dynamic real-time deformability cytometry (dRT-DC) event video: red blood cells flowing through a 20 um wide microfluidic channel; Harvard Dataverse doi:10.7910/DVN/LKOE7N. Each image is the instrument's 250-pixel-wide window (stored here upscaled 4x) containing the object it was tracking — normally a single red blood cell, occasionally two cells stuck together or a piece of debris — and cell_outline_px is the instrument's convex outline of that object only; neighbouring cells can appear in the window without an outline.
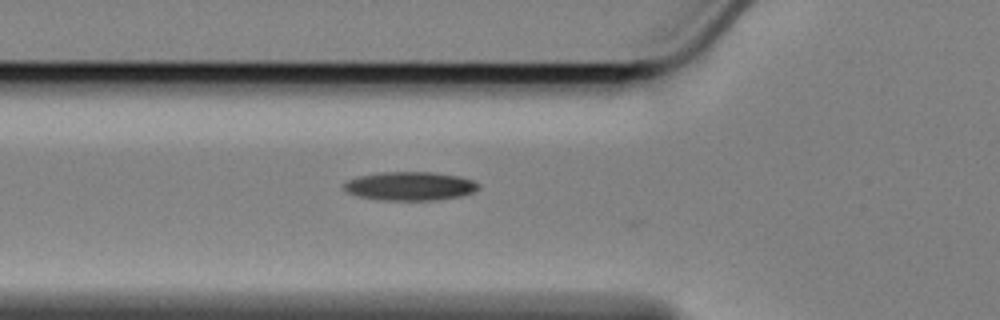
{"species": "Egyptian fruit bat (a non-hibernating species)", "species_latin": "Rousettus aegyptiacus", "temperature_condition": "cold", "stored_images_in_passage": 8, "camera_frame_rate_fps": 3000, "um_per_image_px": 0.085, "animal": {"sex": "female"}, "frame": {"image": 1, "passage_image": 6, "time_ms": 1.667, "image_size_px": [1000, 320], "cell_outline_px": [[480, 188], [476, 192], [460, 196], [436, 200], [376, 200], [360, 196], [348, 192], [344, 188], [344, 184], [348, 180], [360, 176], [380, 172], [432, 172], [460, 176], [472, 180], [480, 184]], "centroid_in_image_um": [34.9, 15.82], "position_along_channel_um": 90.9, "area_um2": 22.54}}